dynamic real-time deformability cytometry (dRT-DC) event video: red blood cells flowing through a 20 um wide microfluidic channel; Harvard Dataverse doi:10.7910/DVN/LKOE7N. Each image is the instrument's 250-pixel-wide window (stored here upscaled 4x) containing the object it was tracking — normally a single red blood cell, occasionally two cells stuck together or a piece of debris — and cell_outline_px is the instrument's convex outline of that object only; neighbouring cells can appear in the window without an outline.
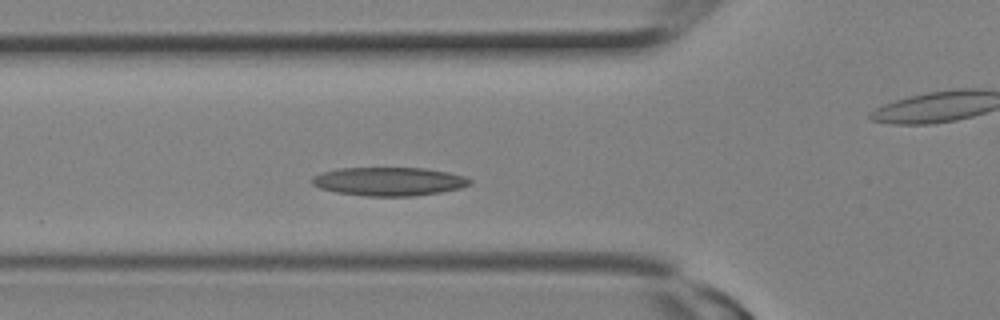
{"species": "Egyptian fruit bat (a non-hibernating species)", "species_latin": "Rousettus aegyptiacus", "temperature_condition": "room temperature", "stored_images_in_passage": 12, "camera_frame_rate_fps": 3000, "um_per_image_px": 0.085, "animal": {"sex": "female"}, "frame": {"image": 1, "passage_image": 6, "time_ms": 1.667, "image_size_px": [1000, 320], "cell_outline_px": [[472, 184], [460, 188], [440, 192], [412, 196], [364, 196], [336, 192], [320, 188], [312, 184], [312, 176], [320, 172], [336, 168], [428, 168], [448, 172], [464, 176], [472, 180]], "centroid_in_image_um": [33.05, 15.42], "position_along_channel_um": 92.8, "area_um2": 26.41}}
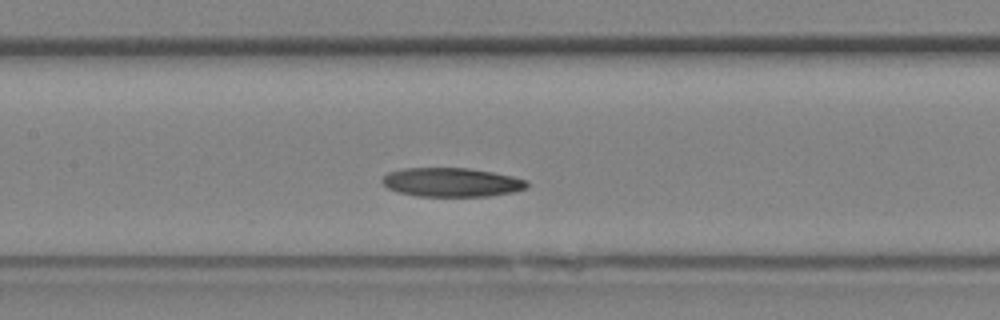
{"frame": {"image": 2, "passage_image": 9, "time_ms": 2.667, "image_size_px": [1000, 320], "cell_outline_px": [[528, 188], [512, 192], [488, 196], [416, 196], [400, 192], [388, 188], [380, 180], [388, 172], [404, 168], [468, 168], [492, 172], [512, 176], [528, 180]], "centroid_in_image_um": [38.4, 15.49], "position_along_channel_um": 169.0, "area_um2": 24.39}}